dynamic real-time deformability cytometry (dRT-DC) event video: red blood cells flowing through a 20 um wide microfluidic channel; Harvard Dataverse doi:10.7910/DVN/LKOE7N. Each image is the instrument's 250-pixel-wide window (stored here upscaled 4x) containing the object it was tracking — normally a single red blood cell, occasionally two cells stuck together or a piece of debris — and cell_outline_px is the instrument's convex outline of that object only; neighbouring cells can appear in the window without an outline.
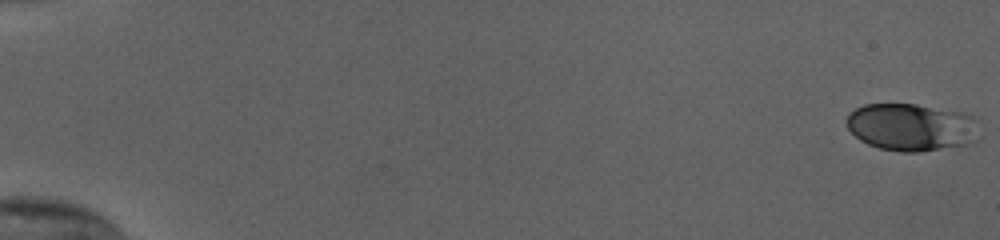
{"species": "human", "species_latin": "Homo sapiens", "temperature_condition": "cold", "stored_images_in_passage": 55, "camera_frame_rate_fps": 3000, "um_per_image_px": 0.085, "donor": {"sex": "female"}, "frame": {"image": 1, "passage_image": 1, "time_ms": 0.0, "image_size_px": [1000, 240], "cell_outline_px": [[976, 140], [968, 144], [920, 152], [900, 152], [880, 148], [868, 144], [860, 140], [848, 128], [848, 112], [864, 104], [916, 104], [964, 112], [972, 116]], "centroid_in_image_um": [77.42, 10.8], "position_along_channel_um": 7.6, "area_um2": 36.36}}
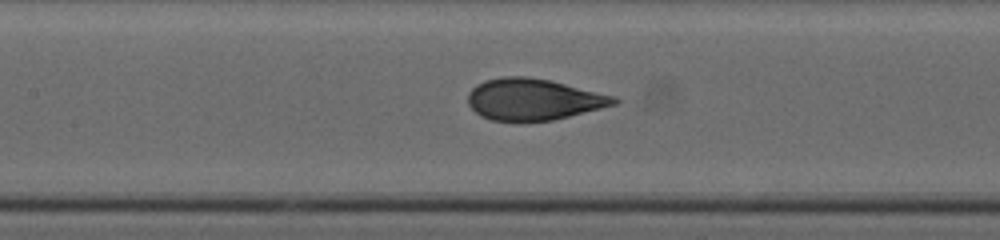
{"frame": {"image": 2, "passage_image": 28, "time_ms": 9.0, "image_size_px": [1000, 240], "cell_outline_px": [[620, 100], [616, 104], [552, 120], [492, 120], [480, 116], [468, 104], [468, 92], [476, 84], [484, 80], [504, 76], [524, 76], [548, 80], [616, 96]], "centroid_in_image_um": [45.31, 8.43], "position_along_channel_um": 162.1, "area_um2": 34.85}}
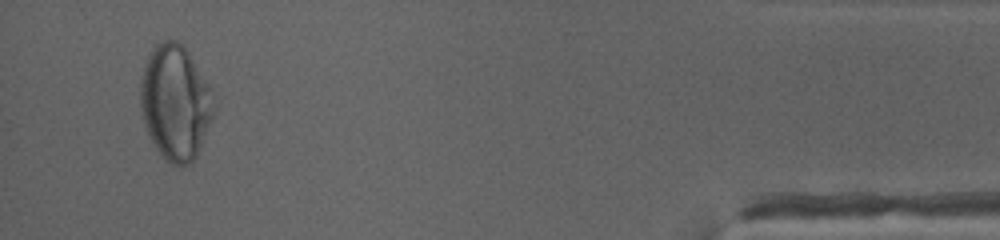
{"frame": {"image": 3, "passage_image": 53, "time_ms": 17.333, "image_size_px": [1000, 240], "cell_outline_px": [[212, 116], [196, 156], [188, 164], [180, 168], [172, 164], [156, 148], [148, 136], [144, 124], [140, 108], [140, 80], [144, 64], [148, 52], [156, 44], [164, 40], [176, 40], [188, 52], [208, 84], [212, 108]], "centroid_in_image_um": [14.83, 8.7], "position_along_channel_um": 420.4, "area_um2": 48.49}, "authors_computed_cell_mechanics": {"area_um2": 35.547, "velocity_mm_per_s": 3.8394, "shape_relaxation_time_tau1_ms": 4.7209, "shape_relaxation_time_tau2_ms": null, "deformation_change_tau1": 0.1443, "deformation_change_tau2": null}}